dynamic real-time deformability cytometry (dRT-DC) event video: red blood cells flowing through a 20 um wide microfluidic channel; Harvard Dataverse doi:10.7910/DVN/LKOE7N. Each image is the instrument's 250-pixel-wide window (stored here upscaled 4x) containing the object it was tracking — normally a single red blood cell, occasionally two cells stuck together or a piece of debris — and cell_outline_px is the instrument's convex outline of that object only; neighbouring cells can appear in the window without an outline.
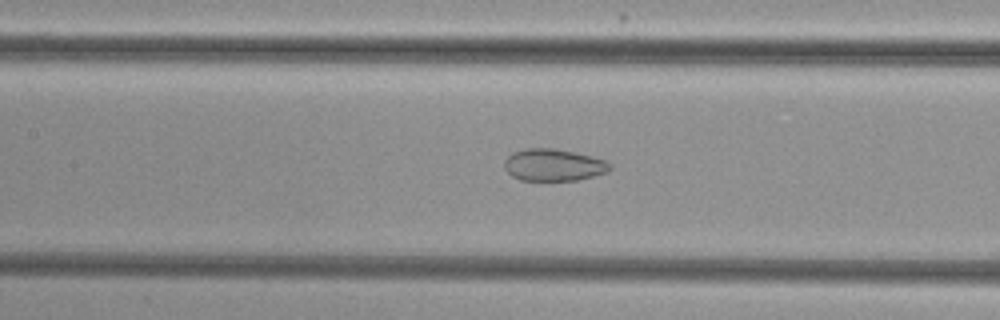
{"species": "common noctule bat (a hibernating species)", "species_latin": "Nyctalus noctula", "temperature_condition": "cold", "stored_images_in_passage": 29, "camera_frame_rate_fps": 3000, "um_per_image_px": 0.085, "animal": {"sex": "female", "body_mass_g": 29.2, "forearm_length_mm": 56.3}, "frame": {"image": 1, "passage_image": 8, "time_ms": 2.333, "image_size_px": [1000, 320], "cell_outline_px": [[612, 168], [608, 172], [576, 180], [520, 180], [512, 176], [504, 168], [504, 160], [512, 152], [524, 148], [552, 148], [576, 152], [592, 156], [604, 160], [612, 164]], "centroid_in_image_um": [47.04, 14.01], "position_along_channel_um": 160.4, "area_um2": 19.83}}
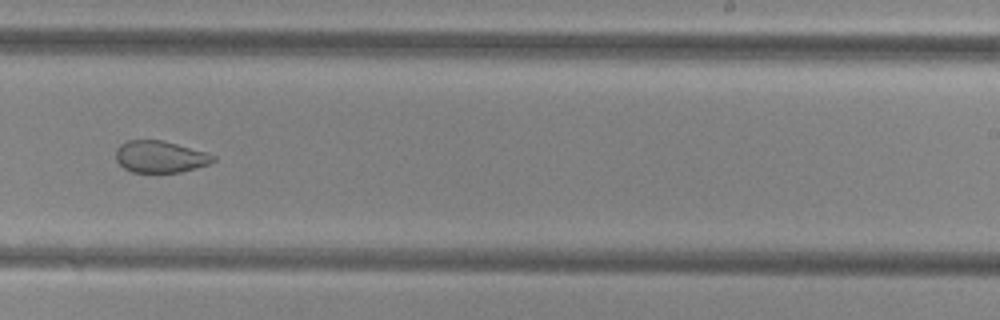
{"frame": {"image": 2, "passage_image": 17, "time_ms": 5.333, "image_size_px": [1000, 320], "cell_outline_px": [[216, 160], [208, 164], [196, 168], [180, 172], [156, 176], [132, 172], [124, 168], [116, 160], [116, 148], [120, 144], [128, 140], [164, 140], [204, 152], [216, 156]], "centroid_in_image_um": [13.58, 13.37], "position_along_channel_um": 275.4, "area_um2": 18.67}}
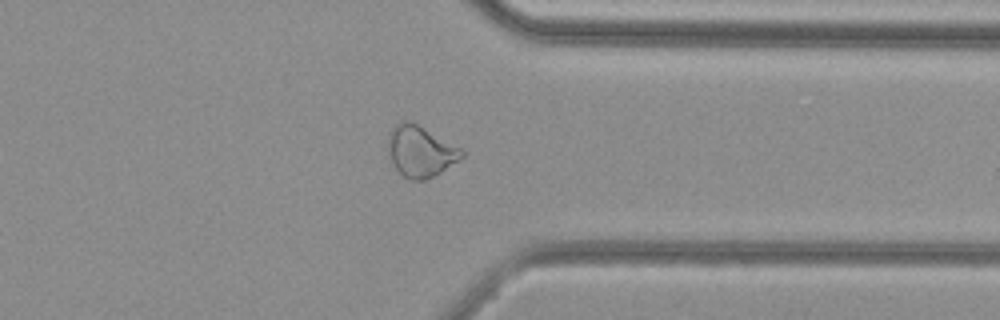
{"frame": {"image": 3, "passage_image": 25, "time_ms": 8.0, "image_size_px": [1000, 320], "cell_outline_px": [[464, 156], [440, 172], [424, 180], [412, 180], [404, 176], [392, 164], [388, 152], [388, 132], [400, 120], [412, 120], [464, 148]], "centroid_in_image_um": [35.74, 12.8], "position_along_channel_um": 375.7, "area_um2": 22.31}, "authors_computed_cell_mechanics": {"area_um2": 19.8254, "velocity_mm_per_s": 3.8433, "shape_relaxation_time_tau1_ms": null, "shape_relaxation_time_tau2_ms": 1.4291, "deformation_change_tau1": null, "deformation_change_tau2": 0.0663}}